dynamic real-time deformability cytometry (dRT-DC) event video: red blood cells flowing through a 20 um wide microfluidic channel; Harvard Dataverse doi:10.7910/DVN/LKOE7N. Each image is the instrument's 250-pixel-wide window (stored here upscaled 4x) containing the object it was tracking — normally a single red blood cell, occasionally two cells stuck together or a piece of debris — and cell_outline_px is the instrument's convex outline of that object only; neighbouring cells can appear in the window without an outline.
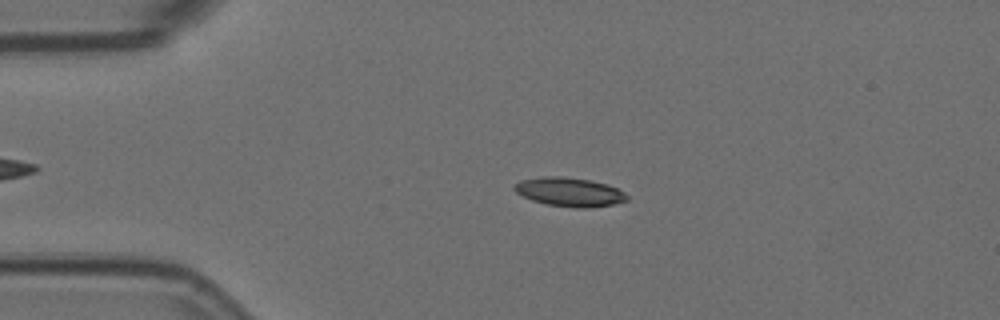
{"species": "Egyptian fruit bat (a non-hibernating species)", "species_latin": "Rousettus aegyptiacus", "temperature_condition": "room temperature", "stored_images_in_passage": 50, "camera_frame_rate_fps": 3000, "um_per_image_px": 0.085, "animal": {"sex": "female"}, "frame": {"image": 1, "passage_image": 12, "time_ms": 3.667, "image_size_px": [1000, 320], "cell_outline_px": [[628, 200], [612, 204], [588, 208], [576, 208], [548, 204], [532, 200], [516, 192], [512, 188], [520, 180], [544, 176], [564, 176], [592, 180], [616, 188], [624, 192], [628, 196]], "centroid_in_image_um": [48.4, 16.31], "position_along_channel_um": 36.6, "area_um2": 18.84}}
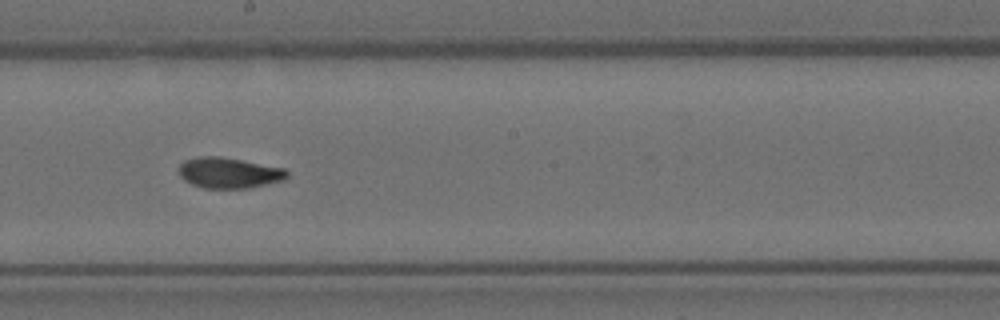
{"frame": {"image": 2, "passage_image": 31, "time_ms": 10.0, "image_size_px": [1000, 320], "cell_outline_px": [[288, 176], [284, 180], [248, 188], [204, 188], [192, 184], [184, 180], [180, 176], [176, 168], [184, 160], [200, 156], [220, 156], [284, 168], [288, 172]], "centroid_in_image_um": [19.42, 14.69], "position_along_channel_um": 228.8, "area_um2": 19.42}}
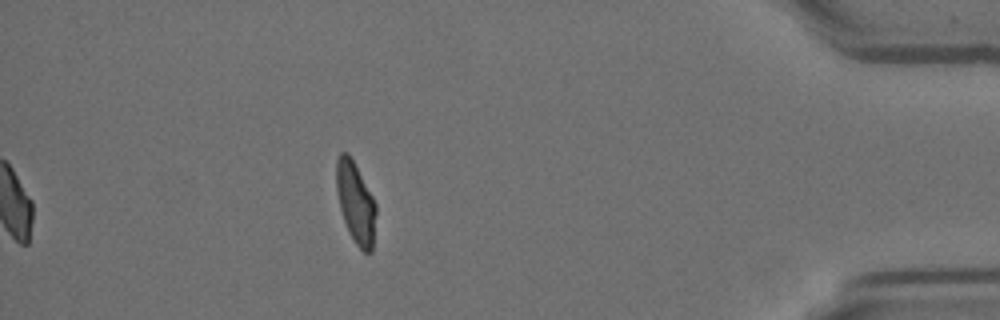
{"frame": {"image": 3, "passage_image": 50, "time_ms": 16.333, "image_size_px": [1000, 320], "cell_outline_px": [[376, 212], [372, 252], [364, 252], [356, 244], [348, 232], [340, 208], [336, 192], [336, 160], [340, 152], [348, 152], [372, 196], [376, 204]], "centroid_in_image_um": [30.21, 17.23], "position_along_channel_um": 405.0, "area_um2": 18.61}, "authors_computed_cell_mechanics": {"area_um2": 18.9873, "velocity_mm_per_s": 3.5725, "shape_relaxation_time_tau1_ms": 4.3636, "shape_relaxation_time_tau2_ms": 1.625, "deformation_change_tau1": 0.1638, "deformation_change_tau2": 0.0667}}